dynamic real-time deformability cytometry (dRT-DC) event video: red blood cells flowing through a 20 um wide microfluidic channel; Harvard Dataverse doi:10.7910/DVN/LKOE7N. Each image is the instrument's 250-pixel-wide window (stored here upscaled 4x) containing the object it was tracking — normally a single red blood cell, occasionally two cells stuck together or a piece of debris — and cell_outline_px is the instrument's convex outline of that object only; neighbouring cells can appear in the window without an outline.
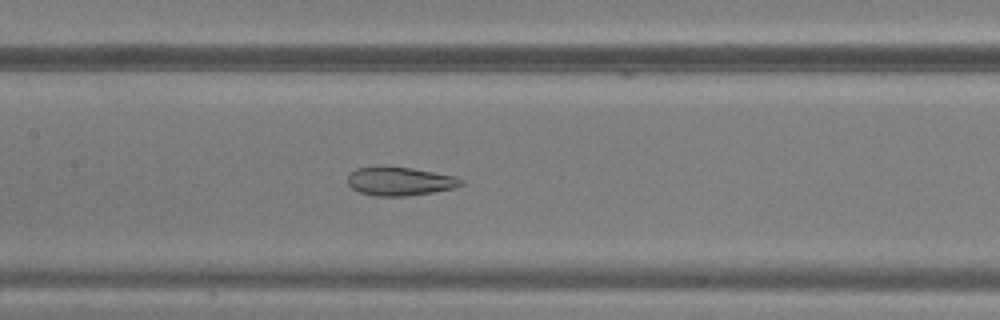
{"species": "common noctule bat (a hibernating species)", "species_latin": "Nyctalus noctula", "temperature_condition": "warm", "stored_images_in_passage": 37, "camera_frame_rate_fps": 3000, "um_per_image_px": 0.085, "animal": {"sex": "male", "body_mass_g": 20.5, "forearm_length_mm": 52.5}, "frame": {"image": 1, "passage_image": 12, "time_ms": 3.667, "image_size_px": [1000, 320], "cell_outline_px": [[464, 184], [452, 188], [432, 192], [408, 196], [376, 196], [360, 192], [352, 188], [348, 184], [348, 172], [356, 168], [380, 164], [384, 164], [412, 168], [452, 176], [464, 180]], "centroid_in_image_um": [33.9, 15.37], "position_along_channel_um": 173.5, "area_um2": 19.25}}
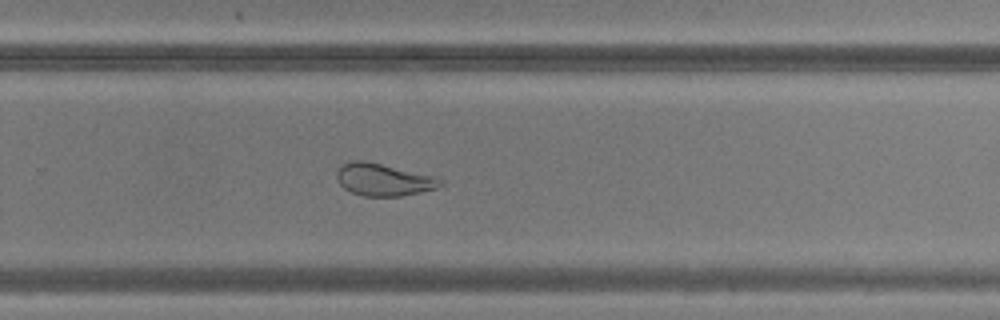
{"frame": {"image": 2, "passage_image": 21, "time_ms": 6.667, "image_size_px": [1000, 320], "cell_outline_px": [[444, 184], [436, 188], [420, 192], [400, 196], [364, 196], [352, 192], [344, 188], [336, 180], [336, 172], [340, 164], [352, 160], [368, 160], [436, 176], [444, 180]], "centroid_in_image_um": [32.59, 15.24], "position_along_channel_um": 297.2, "area_um2": 19.94}}
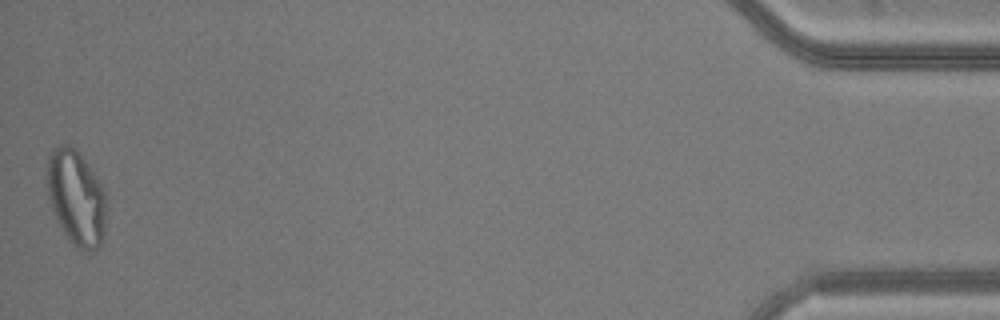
{"frame": {"image": 3, "passage_image": 37, "time_ms": 12.0, "image_size_px": [1000, 320], "cell_outline_px": [[104, 232], [100, 248], [92, 252], [80, 252], [68, 240], [52, 208], [48, 196], [48, 156], [52, 148], [60, 144], [68, 144], [84, 160], [96, 176], [104, 192]], "centroid_in_image_um": [6.47, 16.86], "position_along_channel_um": 428.7, "area_um2": 32.37}}